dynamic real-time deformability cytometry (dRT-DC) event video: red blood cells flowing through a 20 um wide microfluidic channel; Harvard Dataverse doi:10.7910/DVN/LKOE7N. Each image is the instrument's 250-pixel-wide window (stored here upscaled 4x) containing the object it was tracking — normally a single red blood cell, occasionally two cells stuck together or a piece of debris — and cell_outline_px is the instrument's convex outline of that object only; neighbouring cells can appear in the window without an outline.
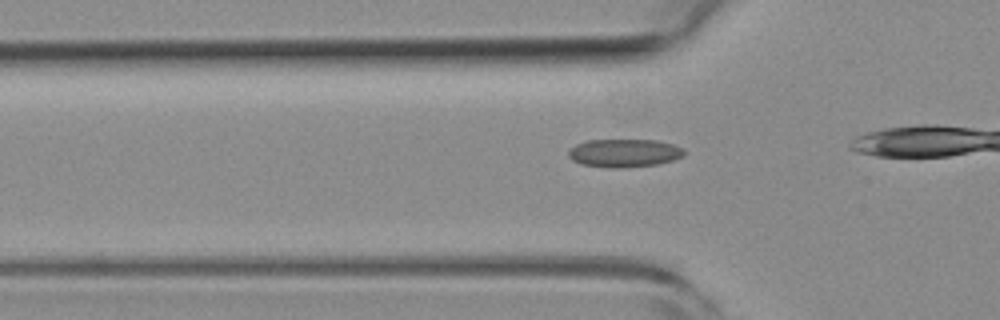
{"species": "common noctule bat (a hibernating species)", "species_latin": "Nyctalus noctula", "temperature_condition": "room temperature", "stored_images_in_passage": 9, "camera_frame_rate_fps": 3000, "um_per_image_px": 0.085, "animal": {"sex": "female", "body_mass_g": 19.3, "forearm_length_mm": 54.1}, "frame": {"image": 1, "passage_image": 4, "time_ms": 1.0, "image_size_px": [1000, 320], "cell_outline_px": [[684, 156], [672, 160], [656, 164], [620, 168], [608, 168], [580, 164], [572, 160], [568, 156], [568, 152], [576, 144], [588, 140], [656, 140], [672, 144], [684, 148]], "centroid_in_image_um": [53.05, 13.01], "position_along_channel_um": 72.8, "area_um2": 18.96}}
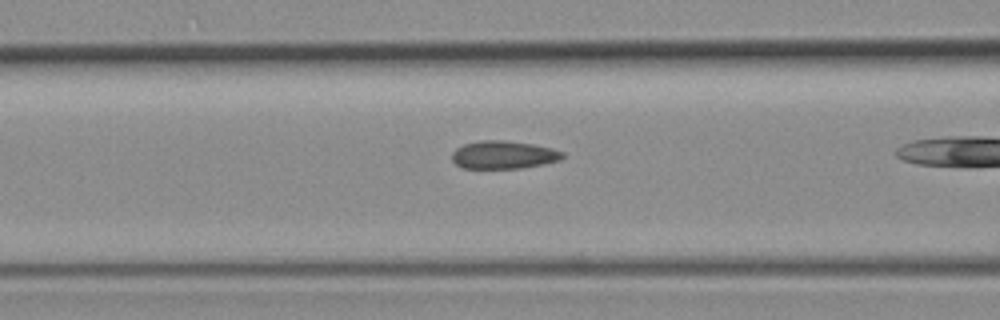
{"frame": {"image": 2, "passage_image": 8, "time_ms": 2.333, "image_size_px": [1000, 320], "cell_outline_px": [[564, 156], [560, 160], [544, 164], [520, 168], [460, 168], [452, 160], [452, 152], [456, 148], [464, 144], [484, 140], [504, 140], [532, 144], [552, 148], [564, 152]], "centroid_in_image_um": [42.8, 13.16], "position_along_channel_um": 123.8, "area_um2": 18.03}}